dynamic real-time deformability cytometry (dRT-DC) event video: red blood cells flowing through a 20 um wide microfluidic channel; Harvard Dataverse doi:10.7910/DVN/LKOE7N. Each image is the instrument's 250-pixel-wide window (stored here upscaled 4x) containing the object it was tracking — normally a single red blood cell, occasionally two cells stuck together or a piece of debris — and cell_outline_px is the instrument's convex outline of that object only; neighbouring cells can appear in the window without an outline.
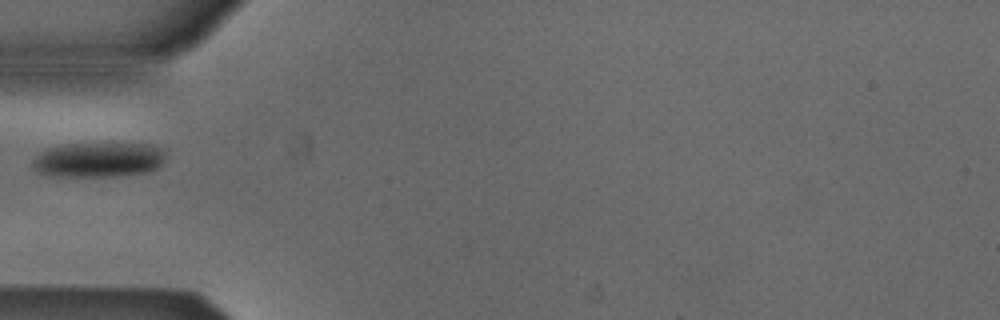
{"species": "Egyptian fruit bat (a non-hibernating species)", "species_latin": "Rousettus aegyptiacus", "temperature_condition": "cold", "stored_images_in_passage": 37, "camera_frame_rate_fps": 3000, "um_per_image_px": 0.085, "animal": {"sex": "male"}, "frame": {"image": 1, "passage_image": 1, "time_ms": 0.0, "image_size_px": [1000, 320], "cell_outline_px": [[168, 148], [164, 164], [148, 172], [116, 176], [60, 176], [40, 172], [32, 164], [32, 160], [40, 152], [48, 148], [64, 144], [112, 140], [148, 144]], "centroid_in_image_um": [8.51, 13.5], "position_along_channel_um": 76.5, "area_um2": 28.38}}
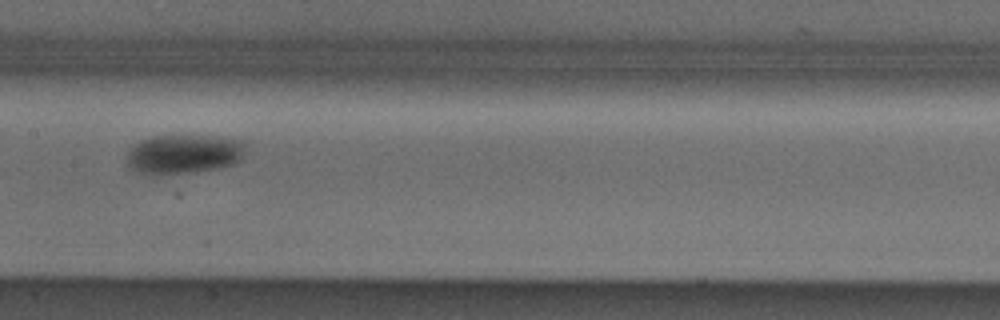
{"frame": {"image": 2, "passage_image": 10, "time_ms": 3.0, "image_size_px": [1000, 320], "cell_outline_px": [[244, 148], [240, 160], [232, 164], [220, 168], [196, 172], [156, 176], [140, 172], [128, 168], [128, 152], [140, 140], [152, 136], [216, 136], [244, 140]], "centroid_in_image_um": [15.61, 13.11], "position_along_channel_um": 191.8, "area_um2": 27.4}}
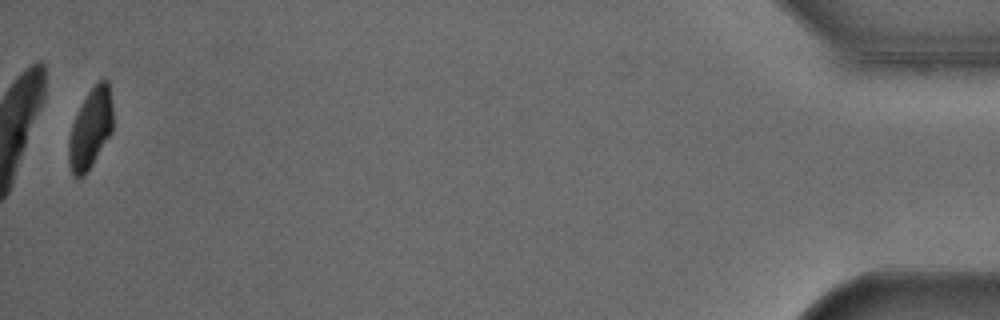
{"frame": {"image": 3, "passage_image": 36, "time_ms": 11.667, "image_size_px": [1000, 320], "cell_outline_px": [[112, 132], [92, 164], [84, 176], [76, 176], [72, 172], [68, 160], [68, 144], [72, 124], [88, 92], [104, 76], [108, 80], [112, 108]], "centroid_in_image_um": [7.7, 10.92], "position_along_channel_um": 427.5, "area_um2": 20.17}}